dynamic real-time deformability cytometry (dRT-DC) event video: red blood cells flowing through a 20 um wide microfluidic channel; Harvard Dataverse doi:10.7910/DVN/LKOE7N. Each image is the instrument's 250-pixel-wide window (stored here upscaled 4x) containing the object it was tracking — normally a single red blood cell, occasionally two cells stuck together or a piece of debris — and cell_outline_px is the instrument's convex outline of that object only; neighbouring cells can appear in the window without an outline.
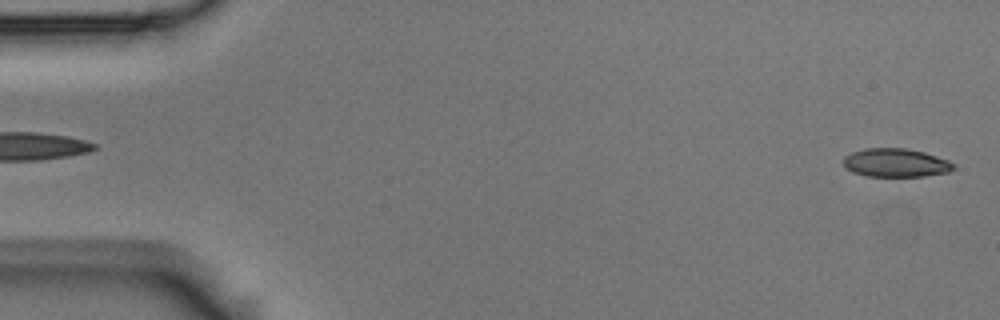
{"species": "Egyptian fruit bat (a non-hibernating species)", "species_latin": "Rousettus aegyptiacus", "temperature_condition": "room temperature", "stored_images_in_passage": 55, "camera_frame_rate_fps": 3000, "um_per_image_px": 0.085, "animal": {"sex": "male"}, "frame": {"image": 1, "passage_image": 2, "time_ms": 0.333, "image_size_px": [1000, 320], "cell_outline_px": [[956, 168], [948, 172], [924, 176], [864, 176], [852, 172], [844, 164], [844, 156], [852, 152], [864, 148], [908, 148], [924, 152], [948, 160], [956, 164]], "centroid_in_image_um": [76.16, 13.83], "position_along_channel_um": 8.8, "area_um2": 18.38}}
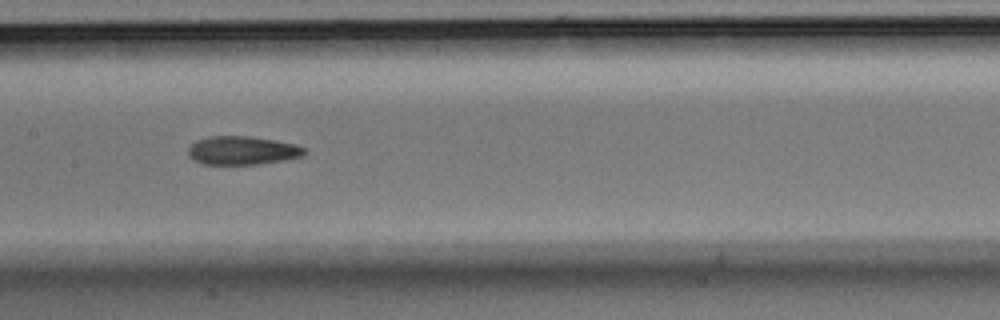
{"frame": {"image": 2, "passage_image": 27, "time_ms": 8.667, "image_size_px": [1000, 320], "cell_outline_px": [[308, 152], [300, 156], [284, 160], [256, 164], [204, 164], [188, 156], [188, 148], [196, 140], [208, 136], [248, 136], [276, 140], [296, 144], [304, 148]], "centroid_in_image_um": [20.6, 12.78], "position_along_channel_um": 186.8, "area_um2": 19.25}}
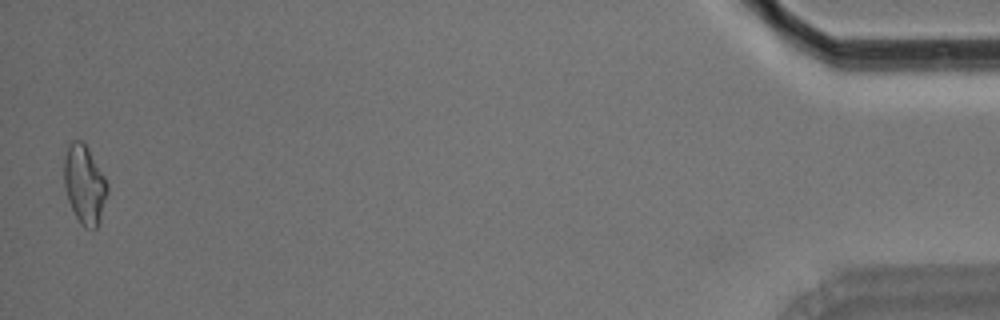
{"frame": {"image": 3, "passage_image": 54, "time_ms": 17.667, "image_size_px": [1000, 320], "cell_outline_px": [[108, 192], [100, 220], [96, 228], [84, 228], [80, 224], [68, 200], [64, 188], [64, 156], [72, 140], [84, 140], [104, 176], [108, 184]], "centroid_in_image_um": [7.18, 15.67], "position_along_channel_um": 428.0, "area_um2": 19.94}, "authors_computed_cell_mechanics": {"area_um2": 19.2474, "velocity_mm_per_s": 3.6992, "shape_relaxation_time_tau1_ms": 6.795, "shape_relaxation_time_tau2_ms": 3.1463, "deformation_change_tau1": 0.1659, "deformation_change_tau2": 0.1122}}